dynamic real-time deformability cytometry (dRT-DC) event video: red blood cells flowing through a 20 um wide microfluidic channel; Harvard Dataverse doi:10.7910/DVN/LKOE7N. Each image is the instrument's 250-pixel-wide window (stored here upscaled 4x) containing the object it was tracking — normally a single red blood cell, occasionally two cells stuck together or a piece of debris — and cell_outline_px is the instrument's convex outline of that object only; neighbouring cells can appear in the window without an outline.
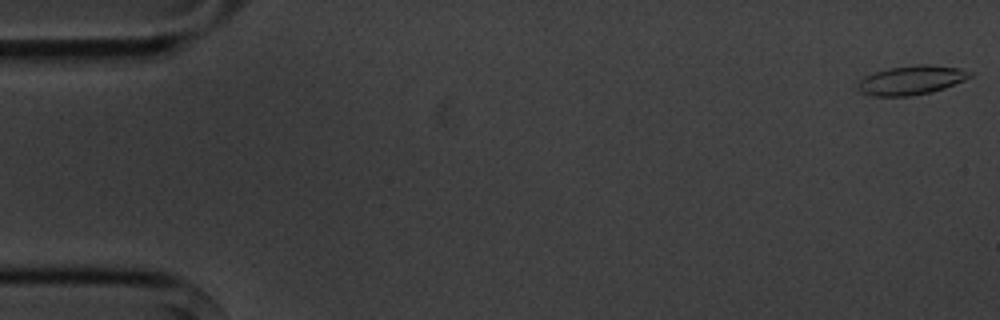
{"species": "common noctule bat (a hibernating species)", "species_latin": "Nyctalus noctula", "temperature_condition": "cold", "stored_images_in_passage": 4, "camera_frame_rate_fps": 3000, "um_per_image_px": 0.085, "animal": {"sex": "male", "body_mass_g": 20.1, "forearm_length_mm": 53.5}, "frame": {"image": 1, "passage_image": 1, "time_ms": 0.0, "image_size_px": [1000, 320], "cell_outline_px": [[972, 76], [964, 80], [944, 88], [932, 92], [908, 96], [872, 96], [860, 92], [856, 88], [856, 80], [864, 76], [876, 72], [892, 68], [916, 64], [928, 64], [960, 68], [972, 72]], "centroid_in_image_um": [77.42, 6.82], "position_along_channel_um": 7.6, "area_um2": 19.13}}